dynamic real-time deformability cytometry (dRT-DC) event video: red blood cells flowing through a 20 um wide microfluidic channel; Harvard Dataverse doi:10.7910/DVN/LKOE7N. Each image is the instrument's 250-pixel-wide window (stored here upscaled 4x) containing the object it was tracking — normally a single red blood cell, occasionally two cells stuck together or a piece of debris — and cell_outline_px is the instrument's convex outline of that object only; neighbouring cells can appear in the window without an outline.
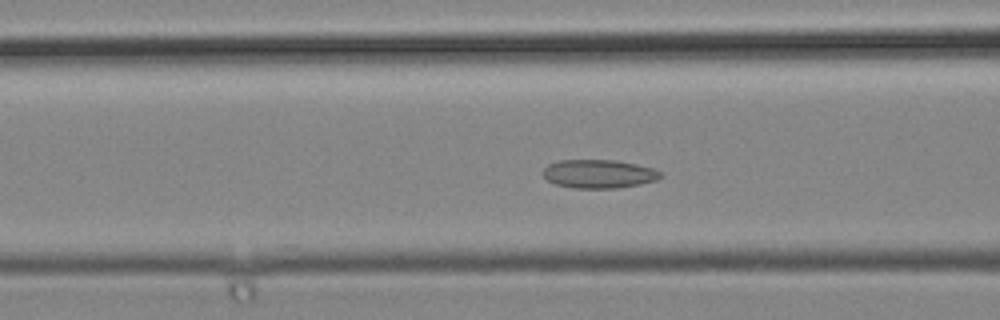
{"species": "common noctule bat (a hibernating species)", "species_latin": "Nyctalus noctula", "temperature_condition": "cold", "stored_images_in_passage": 48, "camera_frame_rate_fps": 3000, "um_per_image_px": 0.085, "animal": {"sex": "male", "body_mass_g": 19.2, "forearm_length_mm": 51.8}, "frame": {"image": 1, "passage_image": 19, "time_ms": 6.0, "image_size_px": [1000, 320], "cell_outline_px": [[664, 176], [656, 180], [640, 184], [616, 188], [576, 188], [556, 184], [548, 180], [540, 172], [548, 164], [560, 160], [616, 160], [636, 164], [652, 168], [660, 172]], "centroid_in_image_um": [50.89, 14.77], "position_along_channel_um": 115.7, "area_um2": 19.54}}
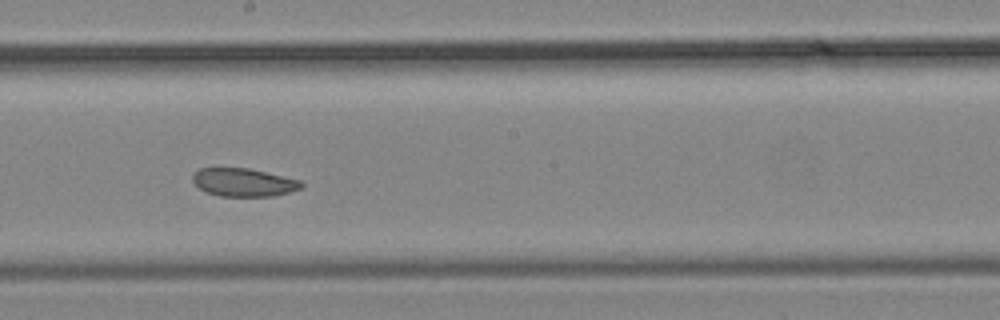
{"frame": {"image": 2, "passage_image": 27, "time_ms": 8.667, "image_size_px": [1000, 320], "cell_outline_px": [[304, 184], [300, 188], [276, 196], [220, 196], [208, 192], [200, 188], [192, 180], [192, 172], [200, 168], [248, 168], [300, 180]], "centroid_in_image_um": [20.69, 15.49], "position_along_channel_um": 227.5, "area_um2": 17.69}}
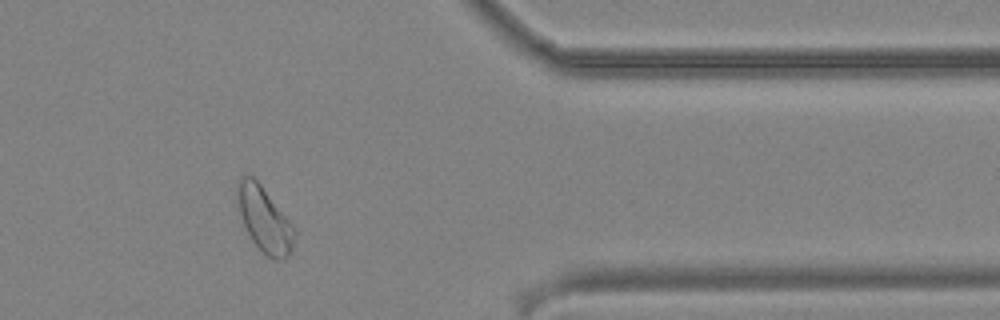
{"frame": {"image": 3, "passage_image": 40, "time_ms": 13.0, "image_size_px": [1000, 320], "cell_outline_px": [[296, 232], [292, 248], [288, 256], [284, 260], [272, 260], [252, 240], [244, 224], [240, 212], [236, 196], [236, 184], [240, 176], [252, 176], [260, 184], [292, 224]], "centroid_in_image_um": [22.47, 18.65], "position_along_channel_um": 388.9, "area_um2": 21.33}}